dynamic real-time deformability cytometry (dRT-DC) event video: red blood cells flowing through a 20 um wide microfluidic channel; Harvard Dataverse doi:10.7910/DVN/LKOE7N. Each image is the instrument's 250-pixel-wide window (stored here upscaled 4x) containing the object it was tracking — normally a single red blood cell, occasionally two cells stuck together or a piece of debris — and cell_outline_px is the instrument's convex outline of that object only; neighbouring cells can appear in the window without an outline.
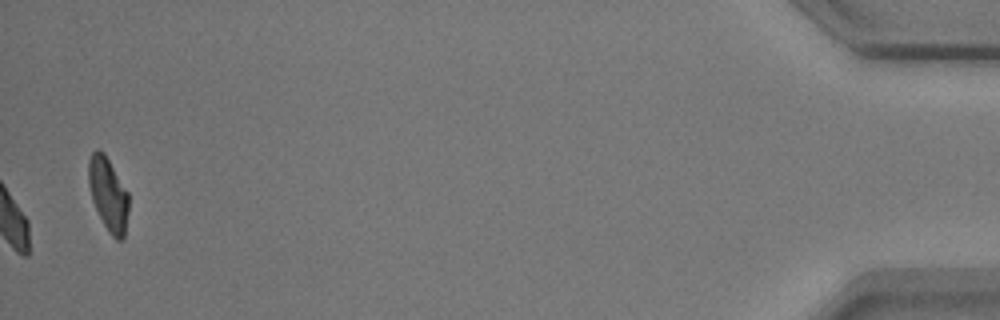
{"species": "common noctule bat (a hibernating species)", "species_latin": "Nyctalus noctula", "temperature_condition": "warm", "stored_images_in_passage": 41, "camera_frame_rate_fps": 3000, "um_per_image_px": 0.085, "animal": {"sex": "male", "body_mass_g": 17.9}, "frame": {"image": 1, "passage_image": 41, "time_ms": 13.333, "image_size_px": [1000, 320], "cell_outline_px": [[128, 212], [124, 236], [120, 240], [116, 240], [108, 232], [92, 200], [88, 184], [88, 160], [92, 152], [96, 148], [100, 148], [104, 152], [128, 192]], "centroid_in_image_um": [9.18, 16.47], "position_along_channel_um": 426.0, "area_um2": 17.17}, "authors_computed_cell_mechanics": {"area_um2": 16.7042, "velocity_mm_per_s": 3.5028, "shape_relaxation_time_tau1_ms": 2.443, "shape_relaxation_time_tau2_ms": 2.6722, "deformation_change_tau1": 0.0837, "deformation_change_tau2": 0.0528}}